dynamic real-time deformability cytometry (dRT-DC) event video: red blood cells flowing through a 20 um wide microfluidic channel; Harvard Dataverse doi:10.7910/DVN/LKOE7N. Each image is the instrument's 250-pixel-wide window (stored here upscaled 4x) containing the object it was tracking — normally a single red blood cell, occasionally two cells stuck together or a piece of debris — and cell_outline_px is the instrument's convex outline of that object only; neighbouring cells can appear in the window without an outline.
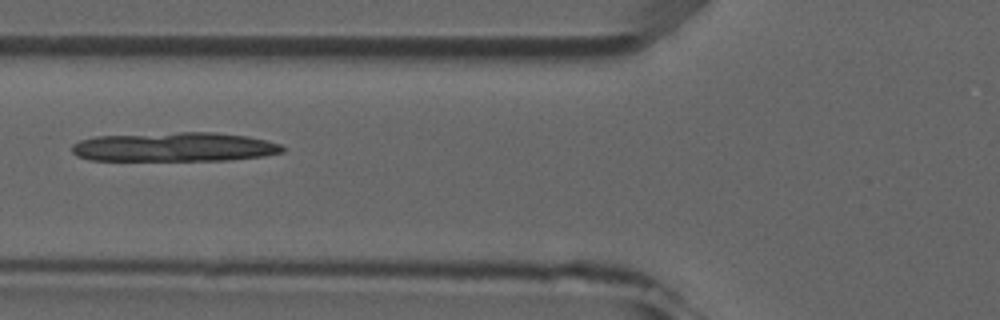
{"species": "common noctule bat (a hibernating species)", "species_latin": "Nyctalus noctula", "temperature_condition": "room temperature", "stored_images_in_passage": 6, "camera_frame_rate_fps": 3000, "um_per_image_px": 0.085, "animal": {"sex": "male", "forearm_length_mm": 52.5}, "frame": {"image": 1, "passage_image": 5, "time_ms": 4.667, "image_size_px": [1000, 320], "cell_outline_px": [[284, 152], [264, 156], [228, 160], [88, 160], [76, 156], [72, 152], [72, 144], [80, 140], [96, 136], [180, 132], [216, 132], [248, 136], [280, 144], [284, 148]], "centroid_in_image_um": [14.81, 12.49], "position_along_channel_um": 111.0, "area_um2": 35.95}}